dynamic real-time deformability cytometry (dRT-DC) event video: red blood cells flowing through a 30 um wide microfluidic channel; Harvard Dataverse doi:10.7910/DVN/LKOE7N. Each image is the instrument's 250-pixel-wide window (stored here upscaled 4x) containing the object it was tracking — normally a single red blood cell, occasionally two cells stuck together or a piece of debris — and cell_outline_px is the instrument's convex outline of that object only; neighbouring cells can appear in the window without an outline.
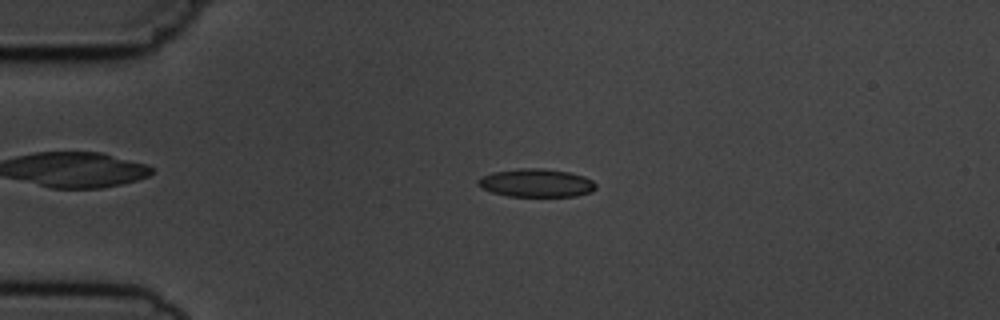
{"species": "common noctule bat (a hibernating species)", "species_latin": "Nyctalus noctula", "temperature_condition": "cold", "stored_images_in_passage": 6, "camera_frame_rate_fps": 3000, "um_per_image_px": 0.085, "animal": {"sex": "male", "body_mass_g": 19.5, "forearm_length_mm": 54.6}, "frame": {"image": 1, "passage_image": 4, "time_ms": 3.333, "image_size_px": [1000, 320], "cell_outline_px": [[596, 188], [592, 192], [576, 196], [508, 196], [492, 192], [480, 188], [476, 184], [476, 180], [480, 176], [492, 172], [520, 168], [544, 168], [568, 172], [584, 176], [592, 180], [596, 184]], "centroid_in_image_um": [45.55, 15.55], "position_along_channel_um": 39.5, "area_um2": 19.59}}
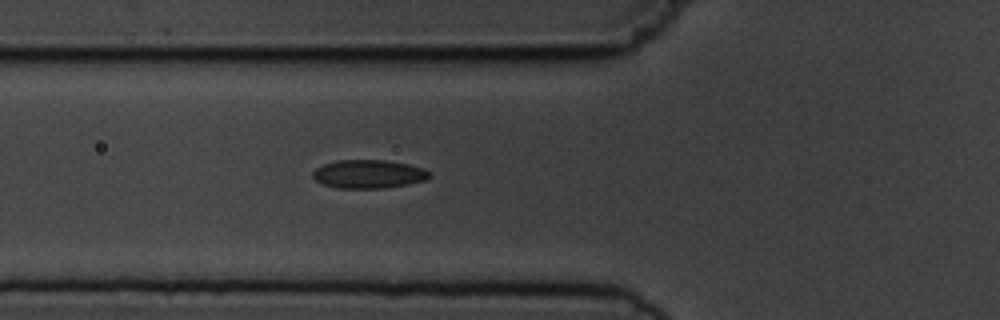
{"frame": {"image": 2, "passage_image": 6, "time_ms": 5.667, "image_size_px": [1000, 320], "cell_outline_px": [[432, 176], [424, 180], [408, 184], [384, 188], [336, 188], [324, 184], [316, 180], [312, 176], [312, 172], [316, 168], [324, 164], [336, 160], [388, 160], [408, 164], [424, 168], [432, 172]], "centroid_in_image_um": [31.36, 14.79], "position_along_channel_um": 94.4, "area_um2": 19.48}}